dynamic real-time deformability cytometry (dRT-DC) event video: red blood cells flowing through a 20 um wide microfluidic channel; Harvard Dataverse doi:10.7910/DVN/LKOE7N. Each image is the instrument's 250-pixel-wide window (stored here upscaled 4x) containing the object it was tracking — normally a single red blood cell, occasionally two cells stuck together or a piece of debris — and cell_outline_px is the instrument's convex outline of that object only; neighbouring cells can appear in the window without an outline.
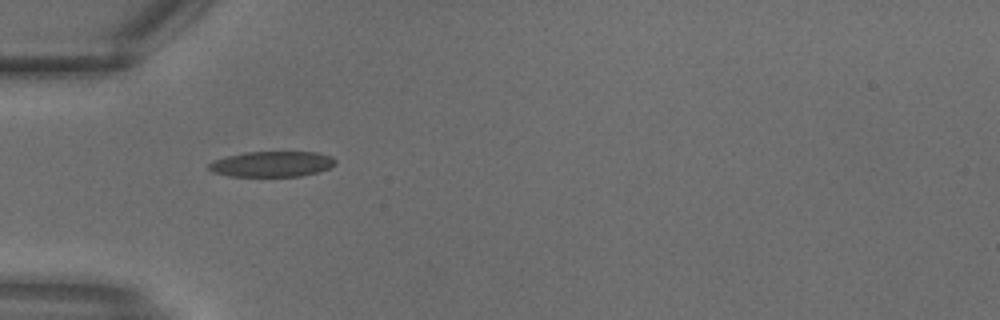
{"species": "common noctule bat (a hibernating species)", "species_latin": "Nyctalus noctula", "temperature_condition": "warm", "stored_images_in_passage": 11, "camera_frame_rate_fps": 3000, "um_per_image_px": 0.085, "animal": {"sex": "male", "body_mass_g": 18.8}, "frame": {"image": 1, "passage_image": 2, "time_ms": 0.333, "image_size_px": [1000, 320], "cell_outline_px": [[336, 164], [328, 168], [316, 172], [300, 176], [228, 176], [212, 172], [208, 168], [208, 164], [224, 156], [244, 152], [316, 152], [332, 156], [336, 160]], "centroid_in_image_um": [23.1, 13.94], "position_along_channel_um": 61.9, "area_um2": 18.84}}